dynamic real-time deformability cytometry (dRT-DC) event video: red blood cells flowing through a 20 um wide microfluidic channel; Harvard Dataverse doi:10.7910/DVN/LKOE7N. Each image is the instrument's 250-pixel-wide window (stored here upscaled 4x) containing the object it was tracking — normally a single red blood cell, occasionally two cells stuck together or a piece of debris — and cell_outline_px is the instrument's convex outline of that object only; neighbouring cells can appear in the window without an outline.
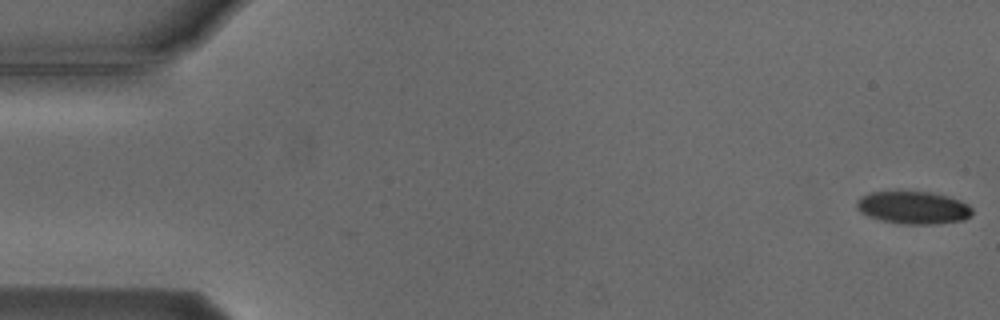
{"species": "Egyptian fruit bat (a non-hibernating species)", "species_latin": "Rousettus aegyptiacus", "temperature_condition": "cold", "stored_images_in_passage": 6, "camera_frame_rate_fps": 3000, "um_per_image_px": 0.085, "animal": {"sex": "male"}, "frame": {"image": 1, "passage_image": 1, "time_ms": 0.0, "image_size_px": [1000, 320], "cell_outline_px": [[972, 216], [964, 220], [932, 224], [904, 224], [884, 220], [868, 216], [860, 212], [856, 208], [856, 200], [860, 196], [868, 192], [896, 188], [932, 192], [948, 196], [960, 200], [968, 204], [972, 208]], "centroid_in_image_um": [77.58, 17.58], "position_along_channel_um": 7.4, "area_um2": 22.95}}
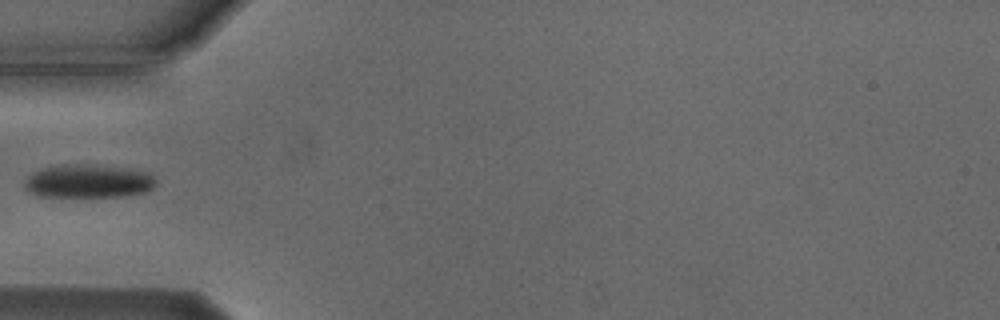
{"frame": {"image": 2, "passage_image": 5, "time_ms": 5.667, "image_size_px": [1000, 320], "cell_outline_px": [[156, 184], [152, 188], [144, 192], [120, 196], [40, 196], [24, 188], [24, 184], [28, 176], [32, 172], [40, 168], [64, 164], [80, 164], [124, 168], [148, 172], [156, 180]], "centroid_in_image_um": [7.48, 15.39], "position_along_channel_um": 77.5, "area_um2": 25.26}}
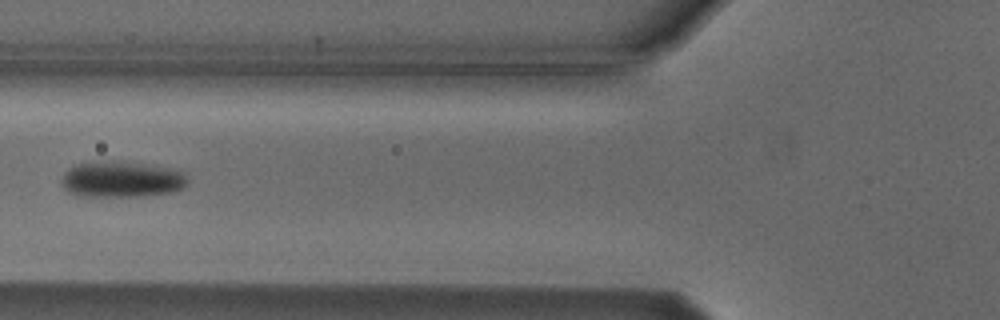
{"frame": {"image": 3, "passage_image": 6, "time_ms": 6.667, "image_size_px": [1000, 320], "cell_outline_px": [[184, 184], [180, 188], [168, 192], [144, 196], [76, 196], [68, 192], [60, 184], [60, 180], [64, 172], [68, 168], [76, 164], [112, 160], [168, 168], [184, 172]], "centroid_in_image_um": [10.2, 15.25], "position_along_channel_um": 115.6, "area_um2": 26.13}}